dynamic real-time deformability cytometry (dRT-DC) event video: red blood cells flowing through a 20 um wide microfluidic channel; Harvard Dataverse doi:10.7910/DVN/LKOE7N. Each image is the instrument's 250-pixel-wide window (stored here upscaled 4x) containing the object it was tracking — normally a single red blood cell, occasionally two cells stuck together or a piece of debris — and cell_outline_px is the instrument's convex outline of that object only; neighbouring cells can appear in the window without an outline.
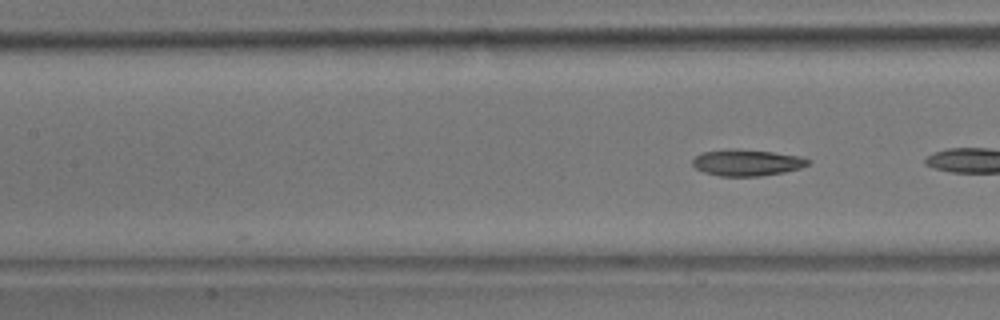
{"species": "common noctule bat (a hibernating species)", "species_latin": "Nyctalus noctula", "temperature_condition": "room temperature", "stored_images_in_passage": 8, "camera_frame_rate_fps": 3000, "um_per_image_px": 0.085, "animal": {"sex": "male", "body_mass_g": 17.9}, "frame": {"image": 1, "passage_image": 8, "time_ms": 2.333, "image_size_px": [1000, 320], "cell_outline_px": [[812, 160], [808, 164], [800, 168], [784, 172], [760, 176], [720, 176], [704, 172], [696, 168], [692, 164], [692, 160], [696, 156], [704, 152], [728, 148], [736, 148], [772, 152], [800, 156]], "centroid_in_image_um": [63.48, 13.81], "position_along_channel_um": 143.9, "area_um2": 17.8}}